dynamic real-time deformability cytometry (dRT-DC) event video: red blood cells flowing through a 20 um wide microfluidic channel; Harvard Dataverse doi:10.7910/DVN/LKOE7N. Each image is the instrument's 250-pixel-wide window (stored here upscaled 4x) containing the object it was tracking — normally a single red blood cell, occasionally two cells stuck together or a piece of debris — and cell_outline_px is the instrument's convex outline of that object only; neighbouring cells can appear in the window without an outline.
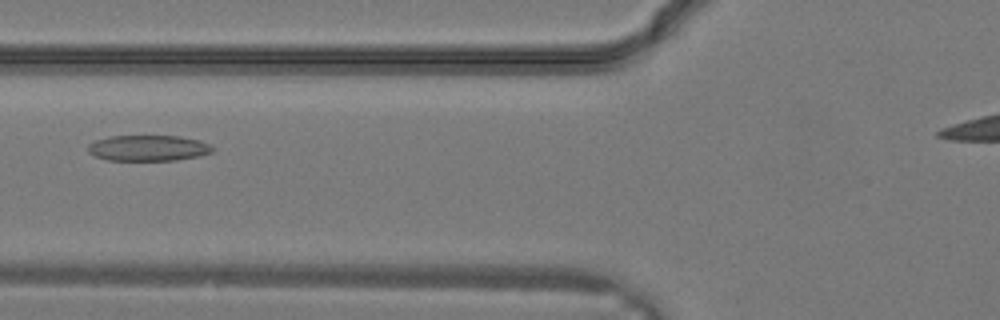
{"species": "common noctule bat (a hibernating species)", "species_latin": "Nyctalus noctula", "temperature_condition": "warm", "stored_images_in_passage": 8, "camera_frame_rate_fps": 3000, "um_per_image_px": 0.085, "animal": {"sex": "male", "body_mass_g": 19.2, "forearm_length_mm": 51.8}, "frame": {"image": 1, "passage_image": 3, "time_ms": 0.667, "image_size_px": [1000, 320], "cell_outline_px": [[216, 148], [212, 152], [200, 156], [176, 160], [108, 160], [96, 156], [88, 152], [88, 144], [96, 140], [108, 136], [180, 136], [200, 140]], "centroid_in_image_um": [12.62, 12.58], "position_along_channel_um": 113.2, "area_um2": 18.79}}
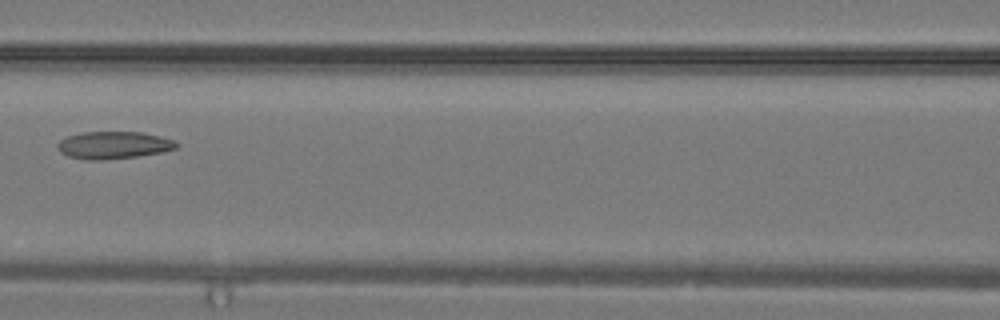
{"frame": {"image": 2, "passage_image": 5, "time_ms": 1.333, "image_size_px": [1000, 320], "cell_outline_px": [[180, 144], [176, 148], [160, 152], [136, 156], [100, 160], [84, 160], [68, 156], [60, 152], [56, 148], [56, 144], [60, 140], [68, 136], [80, 132], [140, 132], [160, 136], [172, 140]], "centroid_in_image_um": [9.59, 12.33], "position_along_channel_um": 157.0, "area_um2": 18.9}}
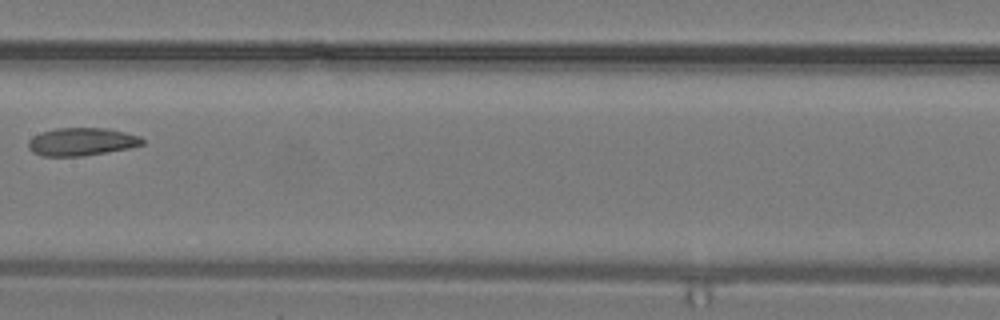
{"frame": {"image": 3, "passage_image": 7, "time_ms": 2.0, "image_size_px": [1000, 320], "cell_outline_px": [[144, 144], [128, 148], [84, 156], [44, 156], [32, 152], [28, 148], [28, 140], [32, 136], [40, 132], [56, 128], [108, 128], [140, 136], [144, 140]], "centroid_in_image_um": [6.91, 12.04], "position_along_channel_um": 200.5, "area_um2": 18.61}}